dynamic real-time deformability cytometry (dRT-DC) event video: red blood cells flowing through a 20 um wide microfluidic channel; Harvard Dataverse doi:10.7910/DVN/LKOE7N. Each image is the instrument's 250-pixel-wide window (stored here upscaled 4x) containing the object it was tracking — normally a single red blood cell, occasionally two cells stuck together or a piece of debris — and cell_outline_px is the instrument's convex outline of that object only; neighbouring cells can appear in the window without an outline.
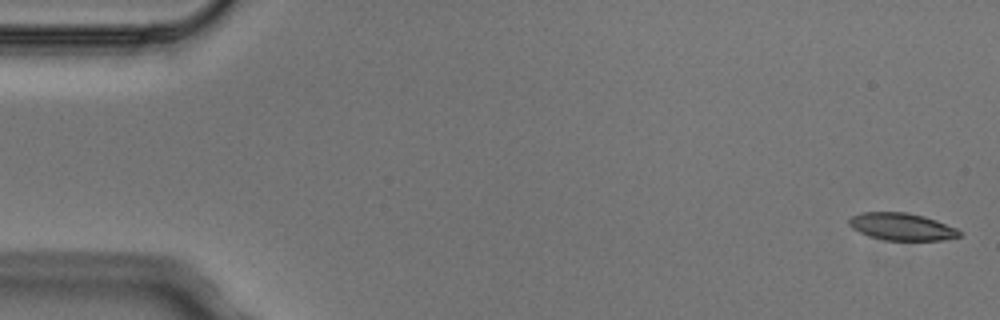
{"species": "Egyptian fruit bat (a non-hibernating species)", "species_latin": "Rousettus aegyptiacus", "temperature_condition": "cold", "stored_images_in_passage": 5, "segment_of_instrument_passage": [1, 2], "camera_frame_rate_fps": 3000, "um_per_image_px": 0.085, "animal": {"sex": "male"}, "frame": {"image": 1, "passage_image": 1, "time_ms": 0.0, "image_size_px": [1000, 320], "cell_outline_px": [[960, 236], [944, 240], [884, 240], [868, 236], [852, 228], [848, 224], [848, 220], [852, 216], [860, 212], [908, 212], [924, 216], [936, 220], [956, 228], [960, 232]], "centroid_in_image_um": [76.62, 19.26], "position_along_channel_um": 8.4, "area_um2": 17.57}}